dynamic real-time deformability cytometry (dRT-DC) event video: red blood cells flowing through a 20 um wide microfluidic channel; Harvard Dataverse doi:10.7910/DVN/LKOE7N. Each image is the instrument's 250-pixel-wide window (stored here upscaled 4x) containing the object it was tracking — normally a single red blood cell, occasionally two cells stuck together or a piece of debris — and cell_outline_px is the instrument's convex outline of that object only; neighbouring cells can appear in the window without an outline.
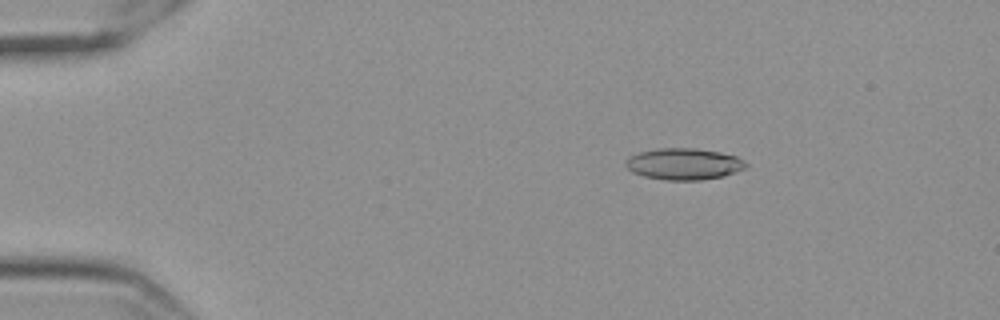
{"species": "Egyptian fruit bat (a non-hibernating species)", "species_latin": "Rousettus aegyptiacus", "temperature_condition": "cold", "stored_images_in_passage": 50, "camera_frame_rate_fps": 3000, "um_per_image_px": 0.085, "frame": {"image": 1, "passage_image": 2, "time_ms": 0.333, "image_size_px": [1000, 320], "cell_outline_px": [[748, 168], [724, 176], [700, 180], [664, 180], [644, 176], [632, 172], [624, 164], [628, 156], [640, 152], [656, 148], [692, 148], [720, 152], [736, 156], [748, 164]], "centroid_in_image_um": [58.13, 13.94], "position_along_channel_um": 26.9, "area_um2": 22.2}}
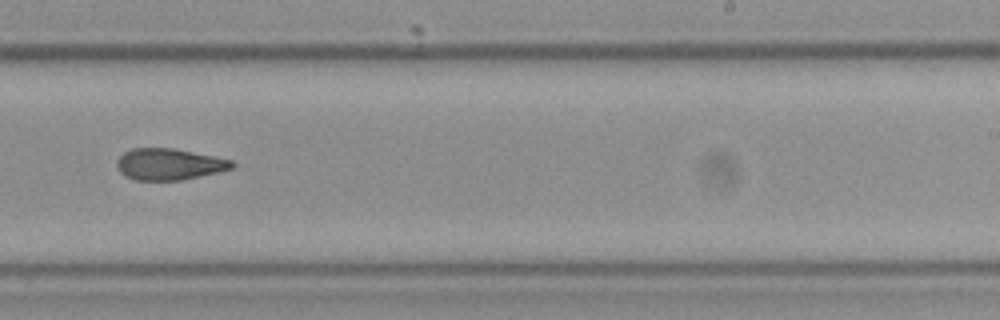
{"frame": {"image": 2, "passage_image": 29, "time_ms": 9.333, "image_size_px": [1000, 320], "cell_outline_px": [[236, 164], [232, 168], [216, 172], [180, 180], [136, 180], [124, 176], [120, 172], [116, 164], [116, 160], [124, 152], [132, 148], [172, 148], [232, 160]], "centroid_in_image_um": [14.32, 13.95], "position_along_channel_um": 274.7, "area_um2": 20.87}}
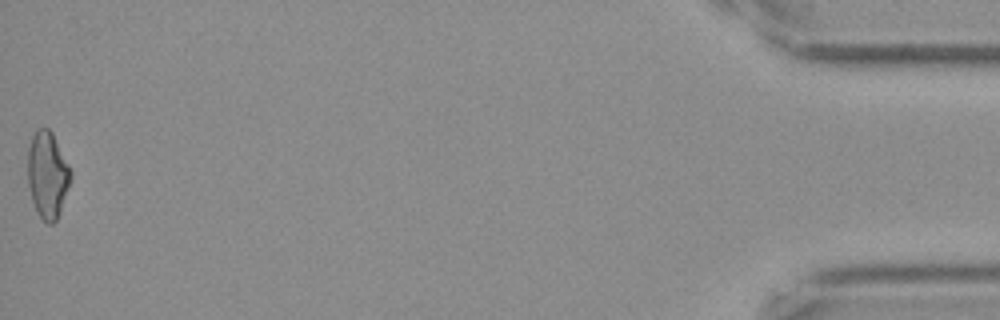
{"frame": {"image": 3, "passage_image": 50, "time_ms": 16.333, "image_size_px": [1000, 320], "cell_outline_px": [[72, 176], [60, 212], [56, 220], [52, 224], [48, 224], [40, 216], [32, 200], [28, 184], [28, 148], [32, 136], [36, 128], [48, 128], [52, 132], [72, 172]], "centroid_in_image_um": [4.04, 14.84], "position_along_channel_um": 431.2, "area_um2": 21.5}, "authors_computed_cell_mechanics": {"area_um2": 21.4727, "velocity_mm_per_s": 3.5484, "shape_relaxation_time_tau1_ms": null, "shape_relaxation_time_tau2_ms": 4.3852, "deformation_change_tau1": null, "deformation_change_tau2": 0.1114}}